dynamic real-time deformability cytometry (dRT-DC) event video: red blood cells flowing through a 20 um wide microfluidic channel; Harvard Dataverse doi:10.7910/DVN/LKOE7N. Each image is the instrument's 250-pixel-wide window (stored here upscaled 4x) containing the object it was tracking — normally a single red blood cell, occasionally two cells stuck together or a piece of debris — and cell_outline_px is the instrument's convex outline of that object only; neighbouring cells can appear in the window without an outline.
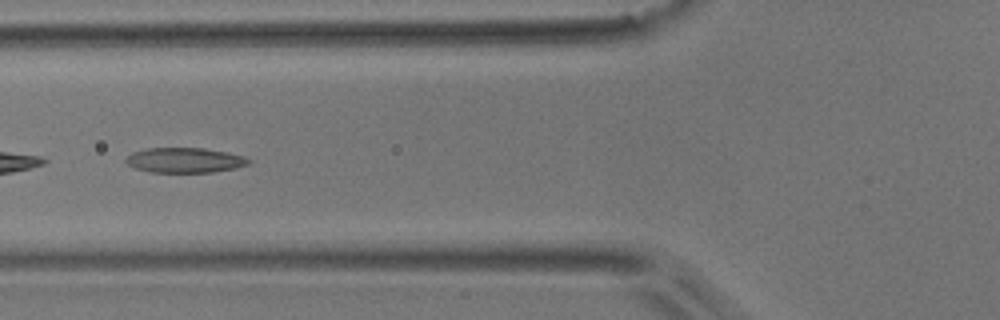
{"species": "common noctule bat (a hibernating species)", "species_latin": "Nyctalus noctula", "temperature_condition": "room temperature", "stored_images_in_passage": 9, "camera_frame_rate_fps": 3000, "um_per_image_px": 0.085, "animal": {"sex": "male", "body_mass_g": 17.9}, "frame": {"image": 1, "passage_image": 6, "time_ms": 5.667, "image_size_px": [1000, 320], "cell_outline_px": [[252, 160], [248, 164], [236, 168], [212, 172], [152, 172], [136, 168], [128, 164], [124, 160], [132, 152], [148, 148], [204, 148], [244, 156]], "centroid_in_image_um": [15.71, 13.61], "position_along_channel_um": 110.1, "area_um2": 17.74}}
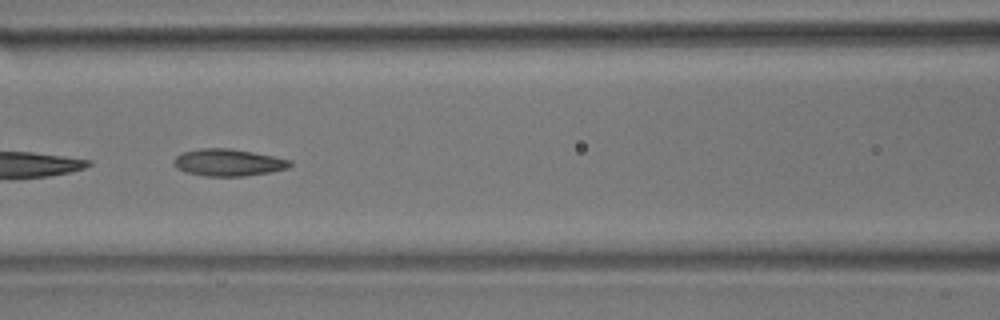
{"frame": {"image": 2, "passage_image": 7, "time_ms": 6.667, "image_size_px": [1000, 320], "cell_outline_px": [[292, 164], [288, 168], [268, 172], [244, 176], [204, 176], [188, 172], [176, 168], [172, 160], [176, 156], [184, 152], [200, 148], [228, 148], [252, 152], [292, 160]], "centroid_in_image_um": [19.39, 13.81], "position_along_channel_um": 147.2, "area_um2": 18.15}}
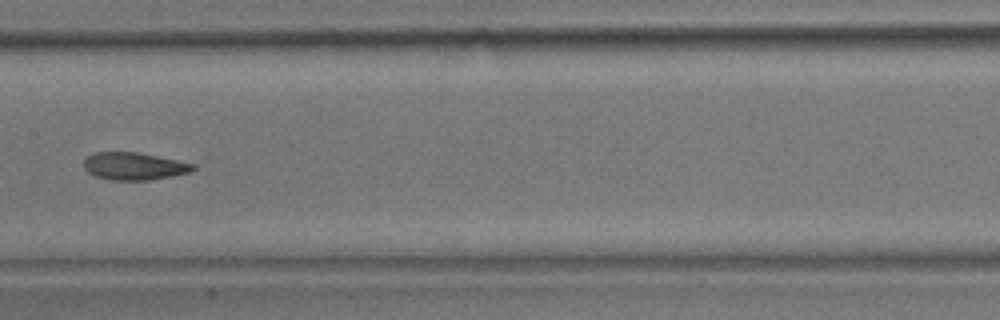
{"frame": {"image": 3, "passage_image": 8, "time_ms": 8.0, "image_size_px": [1000, 320], "cell_outline_px": [[196, 168], [188, 172], [172, 176], [148, 180], [108, 180], [96, 176], [88, 172], [84, 168], [84, 160], [88, 156], [96, 152], [136, 152], [196, 164]], "centroid_in_image_um": [11.38, 14.13], "position_along_channel_um": 196.0, "area_um2": 17.34}}